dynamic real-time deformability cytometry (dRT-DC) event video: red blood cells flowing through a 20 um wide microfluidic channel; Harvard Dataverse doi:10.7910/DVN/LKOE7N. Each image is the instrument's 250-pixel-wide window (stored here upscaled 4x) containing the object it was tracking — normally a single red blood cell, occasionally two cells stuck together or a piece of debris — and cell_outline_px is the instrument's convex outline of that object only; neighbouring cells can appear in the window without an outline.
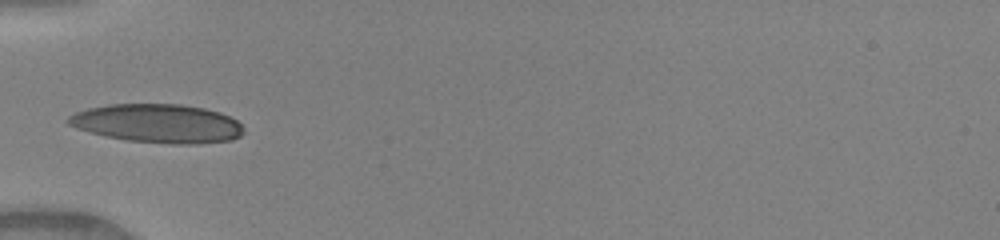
{"species": "human", "species_latin": "Homo sapiens", "temperature_condition": "warm", "stored_images_in_passage": 15, "camera_frame_rate_fps": 3000, "um_per_image_px": 0.085, "donor": {"sex": "female"}, "frame": {"image": 1, "passage_image": 1, "time_ms": 0.0, "image_size_px": [1000, 240], "cell_outline_px": [[244, 132], [240, 136], [232, 140], [196, 144], [172, 144], [128, 140], [108, 136], [76, 128], [68, 124], [64, 120], [68, 116], [76, 112], [88, 108], [108, 104], [180, 104], [204, 108], [220, 112], [236, 120], [244, 128]], "centroid_in_image_um": [13.41, 10.49], "position_along_channel_um": 71.6, "area_um2": 39.54}}